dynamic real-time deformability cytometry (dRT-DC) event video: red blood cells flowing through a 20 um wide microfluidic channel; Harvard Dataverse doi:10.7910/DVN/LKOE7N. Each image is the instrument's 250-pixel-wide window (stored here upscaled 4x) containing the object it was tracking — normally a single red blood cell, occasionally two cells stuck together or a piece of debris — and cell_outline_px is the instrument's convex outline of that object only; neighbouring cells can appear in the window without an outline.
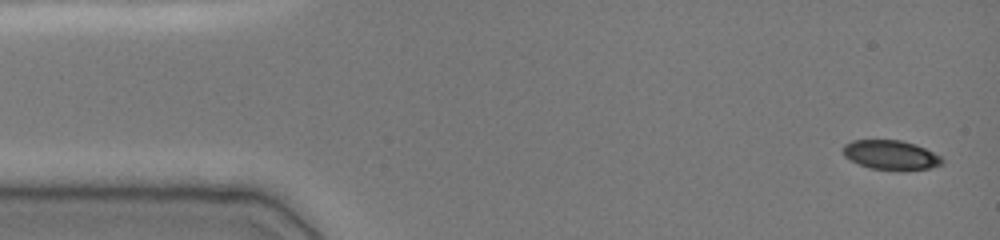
{"species": "common noctule bat (a hibernating species)", "species_latin": "Nyctalus noctula", "temperature_condition": "cold", "stored_images_in_passage": 16, "camera_frame_rate_fps": 3000, "um_per_image_px": 0.085, "animal": {"sex": "female", "body_mass_g": 19.0, "forearm_length_mm": 51.5}, "frame": {"image": 1, "passage_image": 1, "time_ms": 0.0, "image_size_px": [1000, 240], "cell_outline_px": [[944, 160], [940, 164], [928, 168], [900, 172], [868, 168], [844, 156], [844, 144], [852, 140], [900, 140], [924, 148], [940, 156]], "centroid_in_image_um": [75.71, 13.2], "position_along_channel_um": 9.3, "area_um2": 16.99}}
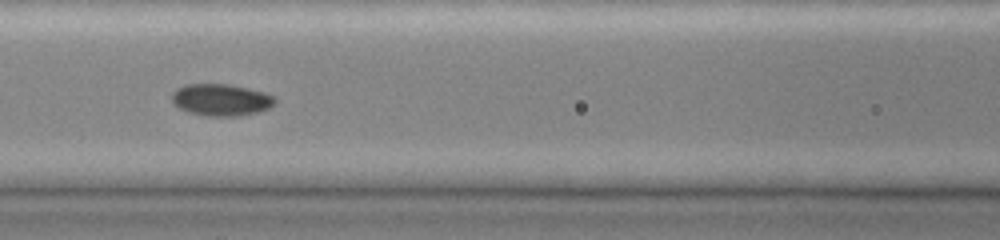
{"frame": {"image": 2, "passage_image": 11, "time_ms": 6.333, "image_size_px": [1000, 240], "cell_outline_px": [[276, 100], [268, 108], [256, 112], [240, 116], [208, 116], [192, 112], [180, 108], [172, 100], [172, 92], [176, 88], [184, 84], [228, 84], [248, 88], [264, 92], [272, 96]], "centroid_in_image_um": [18.77, 8.47], "position_along_channel_um": 147.8, "area_um2": 18.9}}
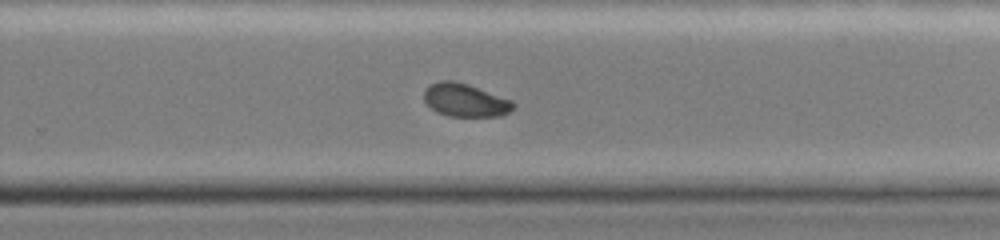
{"frame": {"image": 3, "passage_image": 16, "time_ms": 10.0, "image_size_px": [1000, 240], "cell_outline_px": [[516, 104], [508, 112], [500, 116], [448, 116], [436, 112], [424, 100], [424, 88], [428, 84], [440, 80], [456, 80], [468, 84], [512, 100]], "centroid_in_image_um": [39.51, 8.49], "position_along_channel_um": 290.3, "area_um2": 17.34}}